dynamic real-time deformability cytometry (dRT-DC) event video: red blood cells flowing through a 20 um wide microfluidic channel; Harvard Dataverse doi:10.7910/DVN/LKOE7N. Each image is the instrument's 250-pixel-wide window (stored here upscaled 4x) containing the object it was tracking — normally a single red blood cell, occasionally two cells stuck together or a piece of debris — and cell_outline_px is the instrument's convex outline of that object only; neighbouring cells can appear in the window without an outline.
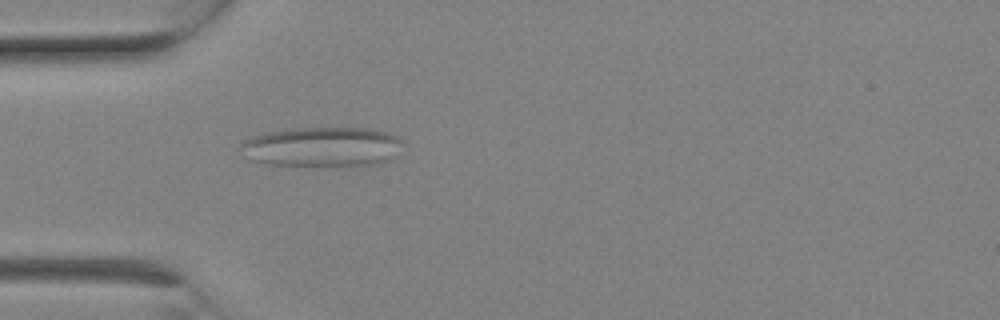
{"species": "Egyptian fruit bat (a non-hibernating species)", "species_latin": "Rousettus aegyptiacus", "temperature_condition": "room temperature", "stored_images_in_passage": 2, "camera_frame_rate_fps": 3000, "um_per_image_px": 0.085, "animal": {"sex": "female"}, "frame": {"image": 1, "passage_image": 2, "time_ms": 0.333, "image_size_px": [1000, 320], "cell_outline_px": [[400, 140], [388, 160], [384, 164], [272, 164], [252, 160], [240, 148], [240, 144], [244, 140], [252, 136], [268, 132], [292, 128], [372, 128], [392, 132]], "centroid_in_image_um": [27.35, 12.44], "position_along_channel_um": 57.7, "area_um2": 36.41}}